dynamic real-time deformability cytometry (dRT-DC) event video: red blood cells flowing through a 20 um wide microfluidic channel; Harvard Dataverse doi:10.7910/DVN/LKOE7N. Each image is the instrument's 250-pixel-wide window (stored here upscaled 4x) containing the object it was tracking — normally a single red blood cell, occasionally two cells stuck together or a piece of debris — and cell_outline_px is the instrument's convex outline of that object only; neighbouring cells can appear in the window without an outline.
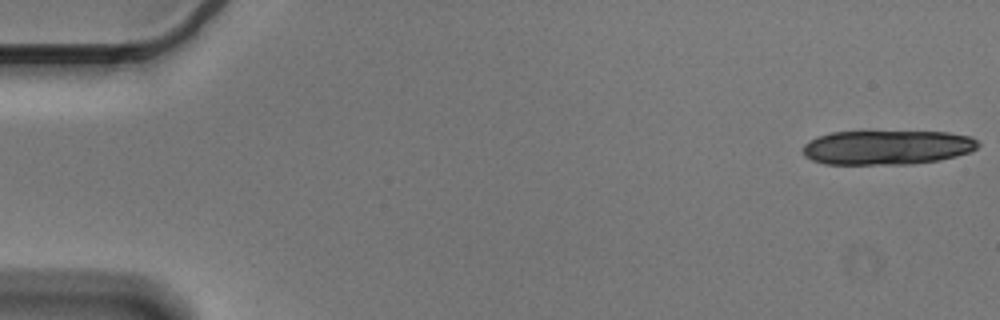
{"species": "Egyptian fruit bat (a non-hibernating species)", "species_latin": "Rousettus aegyptiacus", "temperature_condition": "cold", "stored_images_in_passage": 16, "camera_frame_rate_fps": 3000, "um_per_image_px": 0.085, "animal": {"sex": "male"}, "frame": {"image": 1, "passage_image": 1, "time_ms": 0.0, "image_size_px": [1000, 320], "cell_outline_px": [[980, 144], [972, 152], [940, 160], [912, 164], [824, 164], [812, 160], [804, 156], [800, 148], [808, 140], [816, 136], [832, 132], [948, 132], [972, 136]], "centroid_in_image_um": [75.38, 12.53], "position_along_channel_um": 9.6, "area_um2": 35.49}}